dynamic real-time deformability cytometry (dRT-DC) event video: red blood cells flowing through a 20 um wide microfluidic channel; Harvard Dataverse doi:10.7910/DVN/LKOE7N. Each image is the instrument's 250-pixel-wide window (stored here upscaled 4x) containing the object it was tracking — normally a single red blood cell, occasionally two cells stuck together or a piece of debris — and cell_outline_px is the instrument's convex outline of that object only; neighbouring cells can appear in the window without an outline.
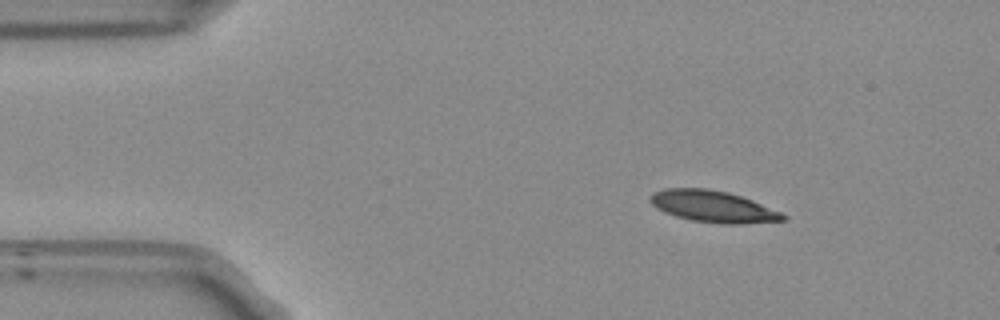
{"species": "Egyptian fruit bat (a non-hibernating species)", "species_latin": "Rousettus aegyptiacus", "temperature_condition": "room temperature", "stored_images_in_passage": 47, "camera_frame_rate_fps": 3000, "um_per_image_px": 0.085, "frame": {"image": 1, "passage_image": 1, "time_ms": 0.0, "image_size_px": [1000, 320], "cell_outline_px": [[788, 220], [740, 224], [728, 224], [692, 220], [676, 216], [664, 212], [656, 208], [648, 200], [652, 192], [664, 188], [708, 188], [728, 192], [752, 200], [780, 212], [788, 216]], "centroid_in_image_um": [60.59, 17.54], "position_along_channel_um": 24.4, "area_um2": 24.45}}
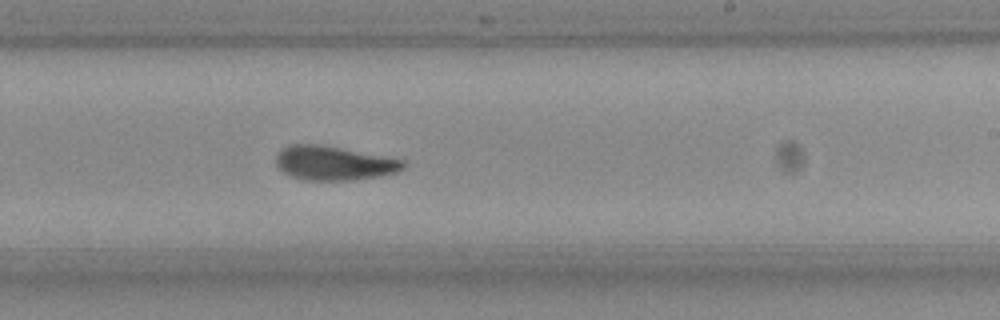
{"frame": {"image": 2, "passage_image": 25, "time_ms": 8.0, "image_size_px": [1000, 320], "cell_outline_px": [[404, 168], [396, 172], [380, 176], [352, 180], [304, 180], [288, 176], [276, 164], [276, 156], [284, 148], [292, 144], [320, 144], [404, 160]], "centroid_in_image_um": [28.36, 13.87], "position_along_channel_um": 260.6, "area_um2": 25.09}}
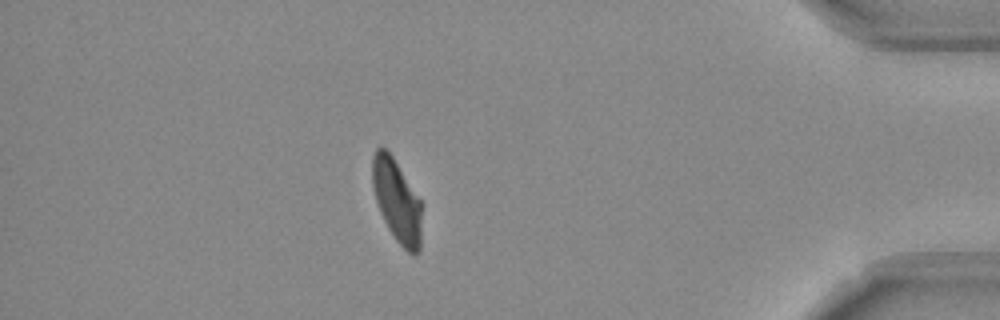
{"frame": {"image": 3, "passage_image": 40, "time_ms": 13.0, "image_size_px": [1000, 320], "cell_outline_px": [[420, 248], [412, 256], [396, 240], [388, 228], [380, 212], [376, 200], [372, 184], [372, 156], [376, 148], [384, 148], [392, 156], [420, 200]], "centroid_in_image_um": [33.7, 17.06], "position_along_channel_um": 401.5, "area_um2": 23.24}, "authors_computed_cell_mechanics": {"area_um2": 25.0852, "velocity_mm_per_s": 3.7483, "shape_relaxation_time_tau1_ms": 5.9975, "shape_relaxation_time_tau2_ms": 2.4174, "deformation_change_tau1": 0.2015, "deformation_change_tau2": 0.0771}}